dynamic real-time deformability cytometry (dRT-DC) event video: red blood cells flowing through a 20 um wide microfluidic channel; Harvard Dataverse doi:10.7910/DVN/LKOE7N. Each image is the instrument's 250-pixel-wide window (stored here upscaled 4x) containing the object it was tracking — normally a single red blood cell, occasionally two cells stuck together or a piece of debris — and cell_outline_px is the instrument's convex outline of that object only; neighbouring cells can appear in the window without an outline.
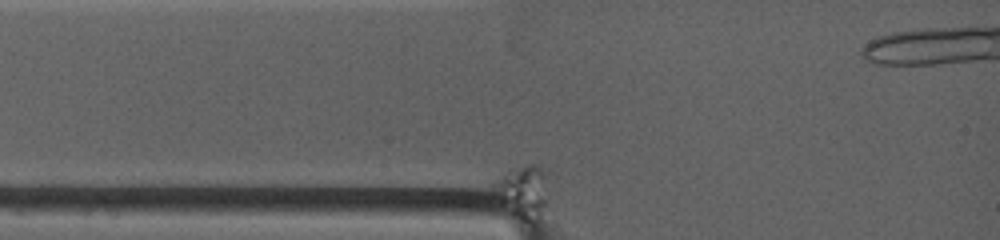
{"species": "common noctule bat (a hibernating species)", "species_latin": "Nyctalus noctula", "temperature_condition": "warm", "stored_images_in_passage": 16, "camera_frame_rate_fps": 4500, "um_per_image_px": 0.085, "animal": {"sex": "female", "body_mass_g": 19.0, "forearm_length_mm": 53.3}, "frame": {"image": 1, "passage_image": 1, "time_ms": 0.0, "image_size_px": [1000, 240], "cell_outline_px": [[548, 208], [532, 224], [512, 212], [500, 204], [488, 192], [492, 184], [500, 176], [508, 172], [528, 164], [536, 164], [548, 168]], "centroid_in_image_um": [44.49, 16.27], "position_along_channel_um": 40.5, "area_um2": 17.63}}
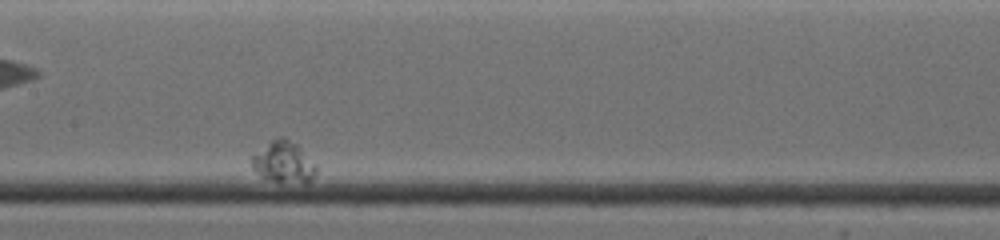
{"frame": {"image": 2, "passage_image": 9, "time_ms": 7.111, "image_size_px": [1000, 240], "cell_outline_px": [[316, 172], [312, 180], [308, 184], [304, 184], [272, 180], [256, 172], [252, 168], [248, 156], [272, 140], [280, 136], [284, 136], [296, 144], [316, 164]], "centroid_in_image_um": [24.09, 13.78], "position_along_channel_um": 183.3, "area_um2": 15.72}}
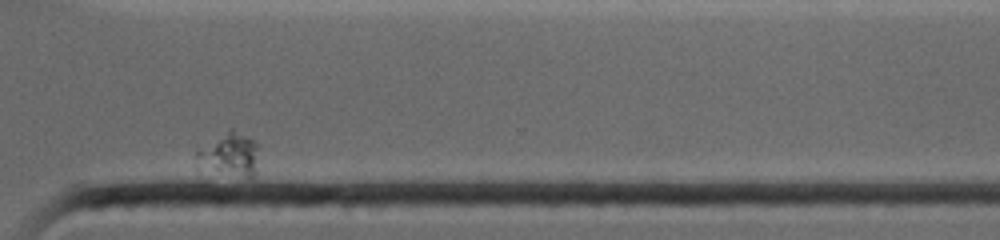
{"frame": {"image": 3, "passage_image": 16, "time_ms": 14.0, "image_size_px": [1000, 240], "cell_outline_px": [[256, 172], [248, 180], [196, 168], [196, 152], [228, 128], [232, 128], [252, 140], [256, 144]], "centroid_in_image_um": [19.46, 13.21], "position_along_channel_um": 351.1, "area_um2": 16.01}}